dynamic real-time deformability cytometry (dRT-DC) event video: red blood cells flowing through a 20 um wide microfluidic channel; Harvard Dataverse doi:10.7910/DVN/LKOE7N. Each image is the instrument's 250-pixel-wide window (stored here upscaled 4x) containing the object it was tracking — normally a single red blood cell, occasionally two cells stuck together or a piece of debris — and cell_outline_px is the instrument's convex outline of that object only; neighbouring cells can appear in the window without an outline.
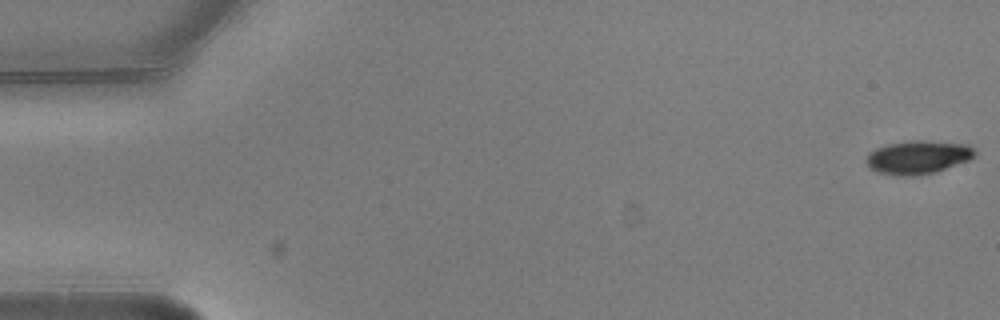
{"species": "common noctule bat (a hibernating species)", "species_latin": "Nyctalus noctula", "temperature_condition": "warm", "stored_images_in_passage": 5, "camera_frame_rate_fps": 3000, "um_per_image_px": 0.085, "animal": {"sex": "male", "body_mass_g": 20.5, "forearm_length_mm": 52.5}, "frame": {"image": 1, "passage_image": 1, "time_ms": 0.0, "image_size_px": [1000, 320], "cell_outline_px": [[976, 156], [968, 160], [936, 172], [916, 176], [900, 176], [880, 172], [868, 168], [864, 160], [876, 148], [888, 144], [908, 140], [924, 140], [968, 144], [976, 152]], "centroid_in_image_um": [78.03, 13.36], "position_along_channel_um": 7.0, "area_um2": 21.21}}
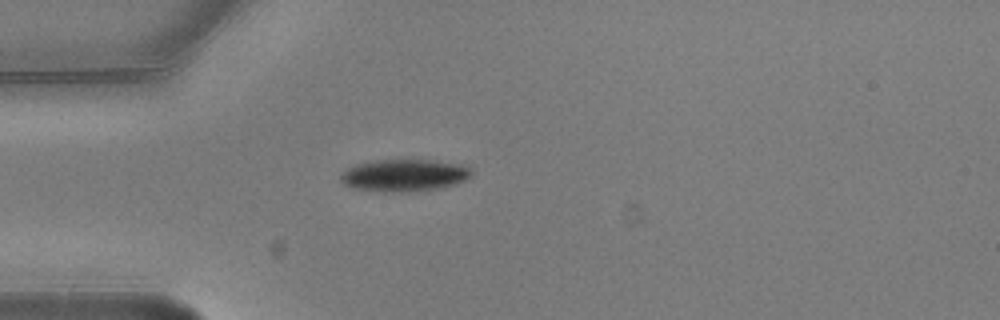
{"frame": {"image": 2, "passage_image": 5, "time_ms": 1.333, "image_size_px": [1000, 320], "cell_outline_px": [[472, 176], [456, 184], [444, 188], [412, 192], [380, 192], [352, 188], [344, 184], [340, 180], [340, 176], [348, 168], [356, 164], [376, 160], [428, 160], [456, 164], [468, 168], [472, 172]], "centroid_in_image_um": [34.34, 14.93], "position_along_channel_um": 50.7, "area_um2": 24.57}}